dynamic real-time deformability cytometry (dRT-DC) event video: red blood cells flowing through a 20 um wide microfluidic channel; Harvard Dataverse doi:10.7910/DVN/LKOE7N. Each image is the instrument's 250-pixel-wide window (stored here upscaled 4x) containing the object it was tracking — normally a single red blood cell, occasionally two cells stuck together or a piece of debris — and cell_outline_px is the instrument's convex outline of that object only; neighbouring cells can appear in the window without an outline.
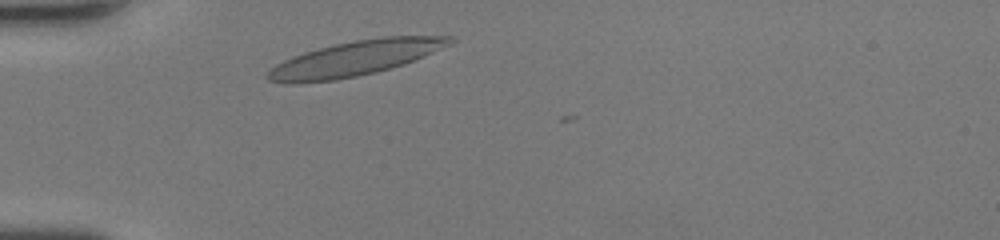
{"species": "human", "species_latin": "Homo sapiens", "temperature_condition": "room temperature", "stored_images_in_passage": 25, "camera_frame_rate_fps": 3000, "um_per_image_px": 0.085, "donor": {"sex": "female"}, "frame": {"image": 1, "passage_image": 2, "time_ms": 0.333, "image_size_px": [1000, 240], "cell_outline_px": [[456, 40], [452, 44], [404, 64], [376, 72], [336, 80], [288, 84], [284, 84], [268, 80], [264, 76], [276, 64], [292, 56], [304, 52], [336, 44], [356, 40], [384, 36], [452, 36]], "centroid_in_image_um": [30.17, 4.97], "position_along_channel_um": 54.8, "area_um2": 36.93}}
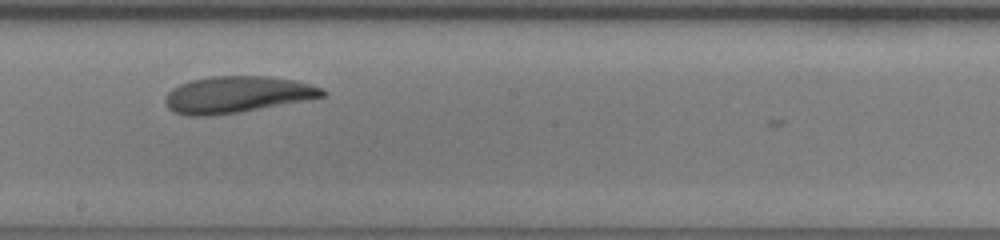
{"frame": {"image": 2, "passage_image": 15, "time_ms": 4.667, "image_size_px": [1000, 240], "cell_outline_px": [[328, 92], [324, 96], [304, 100], [240, 112], [212, 116], [188, 116], [172, 112], [164, 104], [164, 96], [172, 88], [180, 84], [192, 80], [212, 76], [268, 76], [296, 80], [312, 84], [324, 88]], "centroid_in_image_um": [20.12, 8.04], "position_along_channel_um": 228.1, "area_um2": 33.76}}
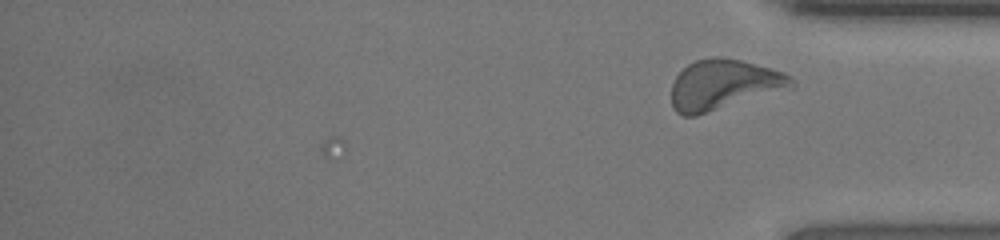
{"frame": {"image": 3, "passage_image": 25, "time_ms": 8.0, "image_size_px": [1000, 240], "cell_outline_px": [[796, 84], [792, 88], [696, 116], [684, 116], [676, 112], [672, 108], [672, 84], [676, 76], [688, 64], [696, 60], [712, 56], [720, 56], [740, 60], [784, 72], [792, 76], [796, 80]], "centroid_in_image_um": [61.53, 7.2], "position_along_channel_um": 373.7, "area_um2": 35.26}, "authors_computed_cell_mechanics": {"area_um2": 33.235, "velocity_mm_per_s": 4.3627, "shape_relaxation_time_tau1_ms": 5.7133, "shape_relaxation_time_tau2_ms": 2.4316, "deformation_change_tau1": 0.1938, "deformation_change_tau2": 0.0792}}